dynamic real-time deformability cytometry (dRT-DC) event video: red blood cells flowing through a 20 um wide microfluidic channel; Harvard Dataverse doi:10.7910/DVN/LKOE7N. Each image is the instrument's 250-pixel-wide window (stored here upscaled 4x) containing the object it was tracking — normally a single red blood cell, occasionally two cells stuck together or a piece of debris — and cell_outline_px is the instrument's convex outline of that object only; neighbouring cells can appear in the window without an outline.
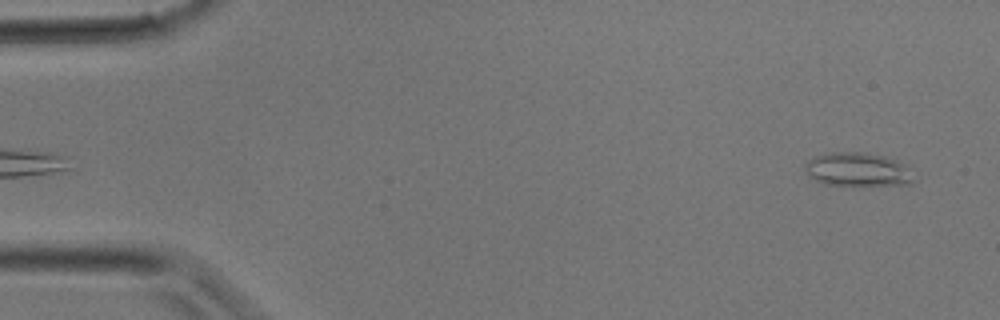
{"species": "common noctule bat (a hibernating species)", "species_latin": "Nyctalus noctula", "temperature_condition": "room temperature", "stored_images_in_passage": 32, "camera_frame_rate_fps": 3000, "um_per_image_px": 0.085, "animal": {"sex": "male", "body_mass_g": 17.9}, "frame": {"image": 1, "passage_image": 1, "time_ms": 0.0, "image_size_px": [1000, 320], "cell_outline_px": [[916, 180], [908, 184], [824, 184], [808, 176], [804, 168], [804, 164], [808, 160], [816, 156], [828, 152], [864, 152], [884, 156], [896, 160], [904, 164]], "centroid_in_image_um": [72.86, 14.38], "position_along_channel_um": 12.1, "area_um2": 21.04}}
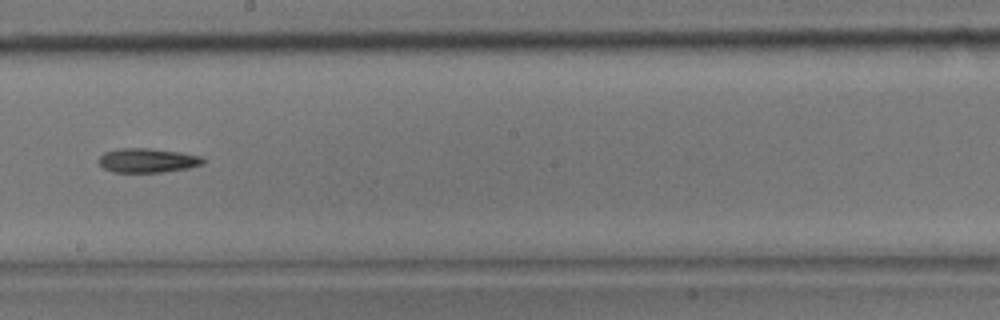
{"frame": {"image": 2, "passage_image": 17, "time_ms": 5.333, "image_size_px": [1000, 320], "cell_outline_px": [[204, 164], [188, 168], [164, 172], [112, 172], [104, 168], [96, 160], [104, 152], [120, 148], [148, 148], [180, 152], [200, 156], [204, 160]], "centroid_in_image_um": [12.51, 13.63], "position_along_channel_um": 235.7, "area_um2": 14.8}}
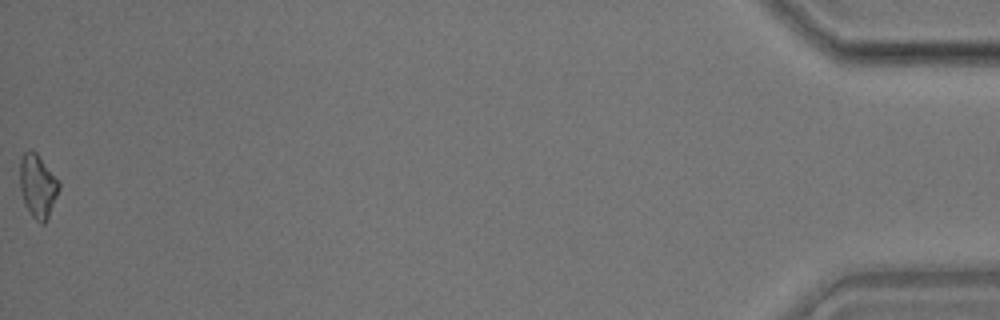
{"frame": {"image": 3, "passage_image": 31, "time_ms": 10.0, "image_size_px": [1000, 320], "cell_outline_px": [[60, 188], [48, 216], [44, 224], [40, 224], [32, 216], [24, 204], [20, 188], [20, 156], [28, 148], [32, 148], [36, 152], [60, 180]], "centroid_in_image_um": [3.2, 15.75], "position_along_channel_um": 432.0, "area_um2": 14.68}}